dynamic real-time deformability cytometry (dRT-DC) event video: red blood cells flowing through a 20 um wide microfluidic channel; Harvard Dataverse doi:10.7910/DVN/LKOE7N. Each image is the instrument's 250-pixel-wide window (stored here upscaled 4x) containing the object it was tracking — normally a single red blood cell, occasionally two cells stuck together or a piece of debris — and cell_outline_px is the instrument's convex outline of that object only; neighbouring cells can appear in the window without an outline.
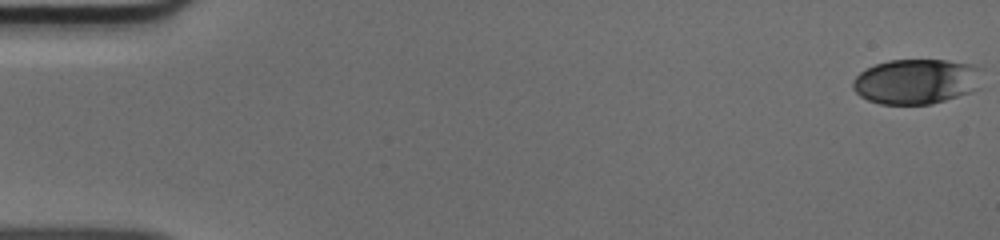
{"species": "human", "species_latin": "Homo sapiens", "temperature_condition": "cold", "stored_images_in_passage": 51, "camera_frame_rate_fps": 3000, "um_per_image_px": 0.085, "donor": {"sex": "male"}, "frame": {"image": 1, "passage_image": 1, "time_ms": 0.0, "image_size_px": [1000, 240], "cell_outline_px": [[984, 88], [972, 92], [932, 104], [880, 104], [868, 100], [860, 96], [852, 88], [852, 80], [860, 72], [876, 64], [888, 60], [948, 60], [972, 64], [984, 68]], "centroid_in_image_um": [78.01, 6.92], "position_along_channel_um": 7.0, "area_um2": 34.91}}
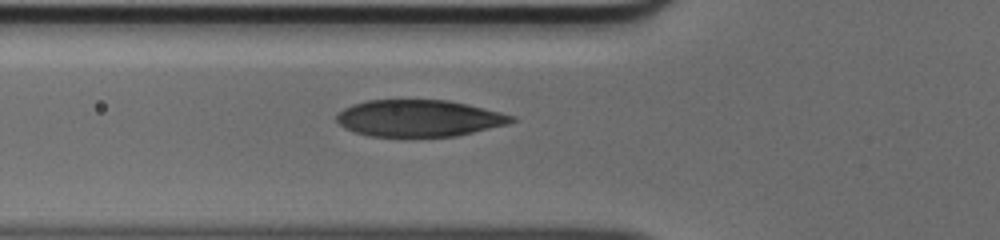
{"frame": {"image": 2, "passage_image": 19, "time_ms": 6.0, "image_size_px": [1000, 240], "cell_outline_px": [[516, 120], [508, 124], [456, 136], [368, 136], [344, 128], [336, 120], [336, 116], [344, 108], [352, 104], [368, 100], [448, 100], [468, 104], [516, 116]], "centroid_in_image_um": [35.63, 10.04], "position_along_channel_um": 90.2, "area_um2": 37.34}}
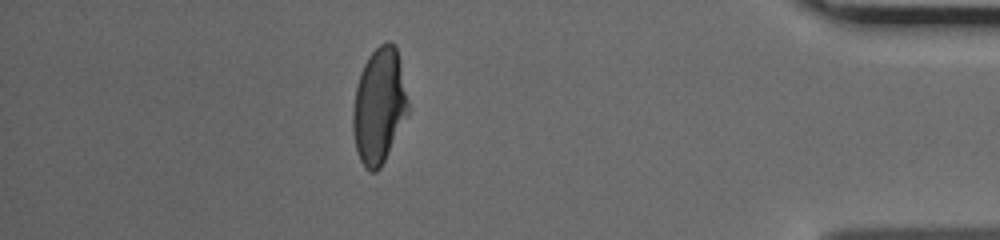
{"frame": {"image": 3, "passage_image": 45, "time_ms": 14.667, "image_size_px": [1000, 240], "cell_outline_px": [[408, 116], [380, 168], [376, 172], [368, 172], [364, 168], [360, 160], [356, 148], [352, 132], [352, 108], [356, 88], [360, 72], [368, 56], [380, 44], [388, 40], [396, 44], [408, 100]], "centroid_in_image_um": [32.21, 9.01], "position_along_channel_um": 403.0, "area_um2": 37.45}}